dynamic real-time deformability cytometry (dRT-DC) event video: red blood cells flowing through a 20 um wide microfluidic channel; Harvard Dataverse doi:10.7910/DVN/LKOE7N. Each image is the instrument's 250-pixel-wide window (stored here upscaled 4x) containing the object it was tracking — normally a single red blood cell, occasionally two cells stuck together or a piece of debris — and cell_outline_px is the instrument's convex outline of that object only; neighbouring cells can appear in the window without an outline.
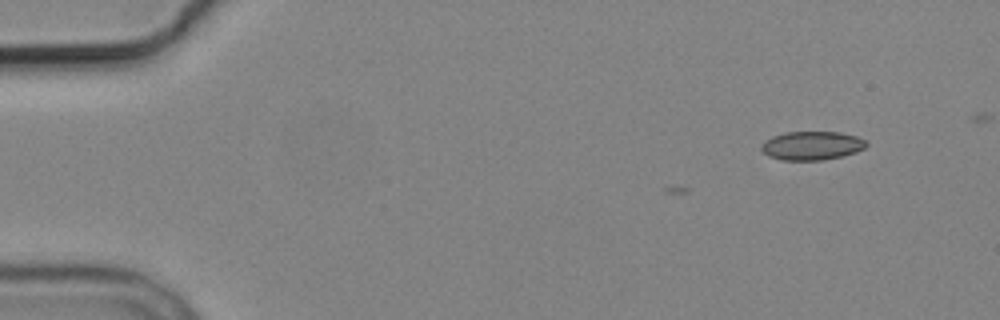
{"species": "common noctule bat (a hibernating species)", "species_latin": "Nyctalus noctula", "temperature_condition": "cold", "stored_images_in_passage": 3, "camera_frame_rate_fps": 3000, "um_per_image_px": 0.085, "animal": {"sex": "male", "body_mass_g": 19.2, "forearm_length_mm": 51.8}, "frame": {"image": 1, "passage_image": 1, "time_ms": 0.0, "image_size_px": [1000, 320], "cell_outline_px": [[868, 144], [864, 148], [856, 152], [840, 156], [820, 160], [784, 160], [768, 156], [760, 148], [760, 144], [764, 140], [772, 136], [784, 132], [840, 132], [856, 136], [864, 140]], "centroid_in_image_um": [68.96, 12.37], "position_along_channel_um": 16.0, "area_um2": 17.51}}
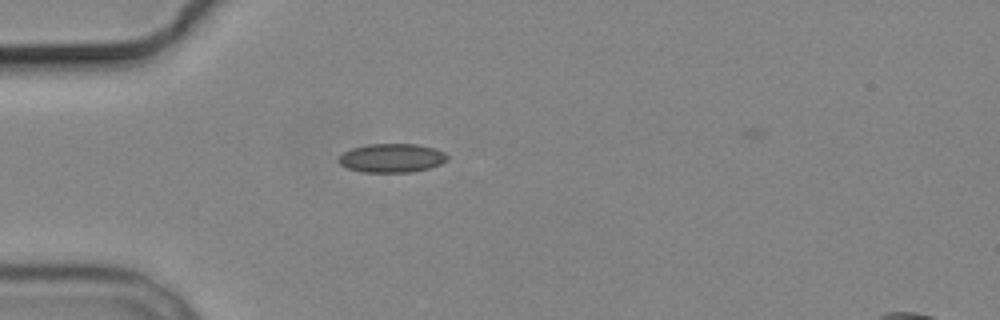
{"frame": {"image": 2, "passage_image": 3, "time_ms": 3.667, "image_size_px": [1000, 320], "cell_outline_px": [[448, 160], [440, 164], [428, 168], [412, 172], [364, 172], [348, 168], [340, 164], [336, 160], [344, 152], [352, 148], [368, 144], [416, 144], [436, 148], [444, 152], [448, 156]], "centroid_in_image_um": [33.31, 13.43], "position_along_channel_um": 51.7, "area_um2": 18.26}}